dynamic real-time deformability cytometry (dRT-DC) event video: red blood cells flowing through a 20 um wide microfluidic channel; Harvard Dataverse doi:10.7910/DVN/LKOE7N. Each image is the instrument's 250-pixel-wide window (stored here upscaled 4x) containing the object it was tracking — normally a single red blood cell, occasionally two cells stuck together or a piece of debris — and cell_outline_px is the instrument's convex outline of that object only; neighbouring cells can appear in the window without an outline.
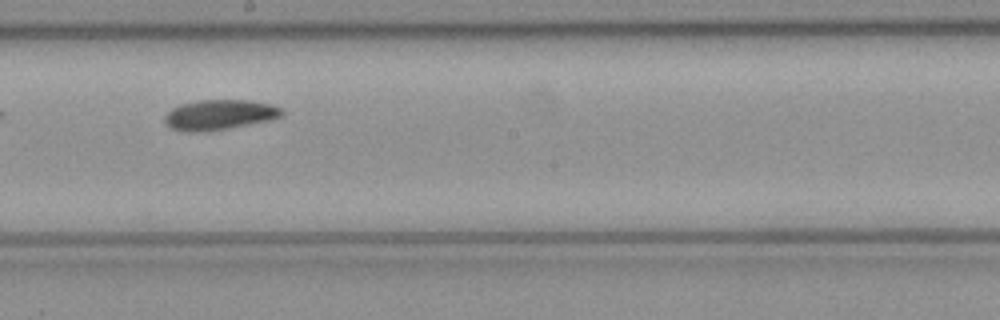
{"species": "common noctule bat (a hibernating species)", "species_latin": "Nyctalus noctula", "temperature_condition": "cold", "stored_images_in_passage": 6, "camera_frame_rate_fps": 3000, "um_per_image_px": 0.085, "animal": {"sex": "female", "body_mass_g": 21.9}, "frame": {"image": 1, "passage_image": 6, "time_ms": 1.667, "image_size_px": [1000, 320], "cell_outline_px": [[284, 112], [280, 116], [268, 120], [228, 128], [200, 132], [184, 132], [168, 128], [164, 124], [164, 116], [172, 108], [180, 104], [200, 100], [248, 100], [272, 104], [284, 108]], "centroid_in_image_um": [18.6, 9.75], "position_along_channel_um": 229.6, "area_um2": 20.69}}